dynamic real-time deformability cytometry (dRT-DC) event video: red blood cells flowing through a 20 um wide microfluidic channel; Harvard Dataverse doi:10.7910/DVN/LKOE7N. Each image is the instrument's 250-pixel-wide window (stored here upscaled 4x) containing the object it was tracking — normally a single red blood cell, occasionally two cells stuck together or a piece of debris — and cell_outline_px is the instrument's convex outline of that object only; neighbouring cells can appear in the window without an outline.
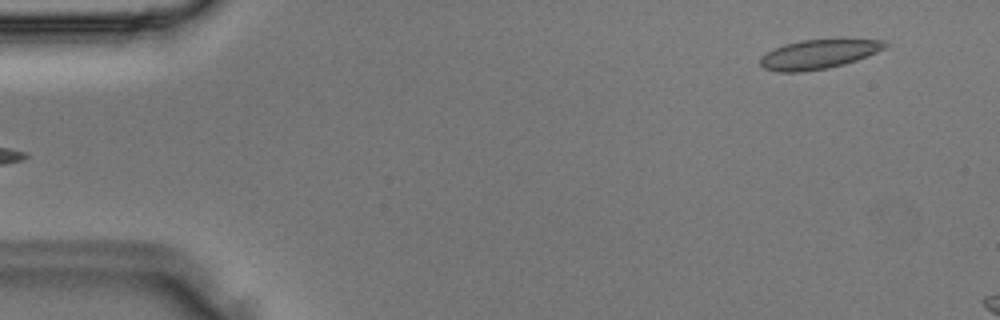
{"species": "Egyptian fruit bat (a non-hibernating species)", "species_latin": "Rousettus aegyptiacus", "temperature_condition": "room temperature", "stored_images_in_passage": 3, "camera_frame_rate_fps": 3000, "um_per_image_px": 0.085, "animal": {"sex": "male"}, "frame": {"image": 1, "passage_image": 3, "time_ms": 0.667, "image_size_px": [1000, 320], "cell_outline_px": [[892, 44], [876, 52], [856, 60], [844, 64], [828, 68], [804, 72], [776, 72], [764, 68], [760, 64], [760, 56], [784, 44], [800, 40], [840, 36], [844, 36], [884, 40]], "centroid_in_image_um": [69.67, 4.55], "position_along_channel_um": 15.3, "area_um2": 22.37}}